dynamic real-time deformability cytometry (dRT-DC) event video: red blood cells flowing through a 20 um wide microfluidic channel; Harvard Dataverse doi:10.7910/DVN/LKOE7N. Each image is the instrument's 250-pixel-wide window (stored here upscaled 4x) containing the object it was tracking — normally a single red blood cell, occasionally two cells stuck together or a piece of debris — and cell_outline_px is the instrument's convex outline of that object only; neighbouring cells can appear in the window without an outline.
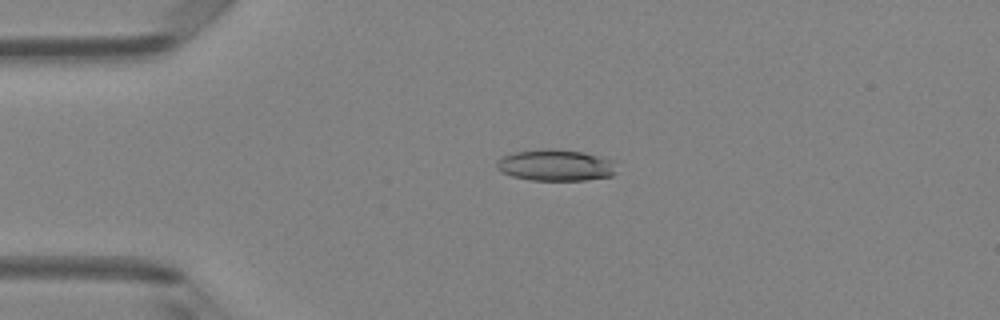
{"species": "Egyptian fruit bat (a non-hibernating species)", "species_latin": "Rousettus aegyptiacus", "temperature_condition": "room temperature", "stored_images_in_passage": 4, "camera_frame_rate_fps": 3000, "um_per_image_px": 0.085, "animal": {"sex": "female"}, "frame": {"image": 1, "passage_image": 3, "time_ms": 0.667, "image_size_px": [1000, 320], "cell_outline_px": [[620, 160], [616, 172], [612, 176], [584, 180], [532, 180], [512, 176], [500, 172], [496, 168], [496, 164], [504, 156], [516, 152], [540, 148], [552, 148], [584, 152]], "centroid_in_image_um": [47.34, 14.03], "position_along_channel_um": 37.7, "area_um2": 22.48}}